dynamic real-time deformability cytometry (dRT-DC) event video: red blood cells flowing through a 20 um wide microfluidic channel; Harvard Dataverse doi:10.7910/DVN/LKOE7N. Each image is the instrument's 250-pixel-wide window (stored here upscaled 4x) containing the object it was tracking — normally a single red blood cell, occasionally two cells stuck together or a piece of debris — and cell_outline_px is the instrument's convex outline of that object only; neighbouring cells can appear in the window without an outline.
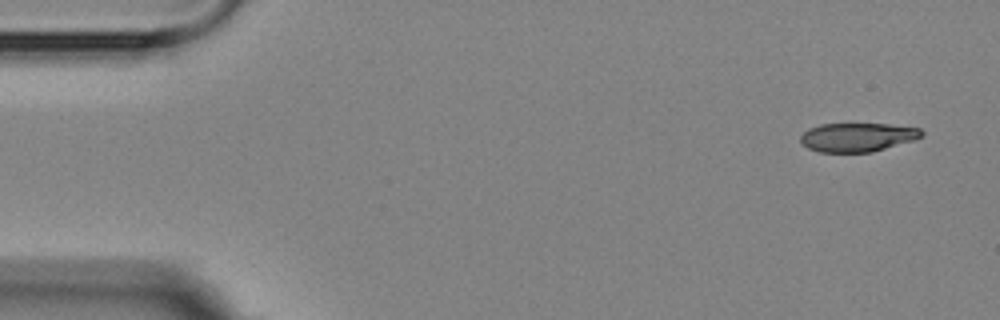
{"species": "Egyptian fruit bat (a non-hibernating species)", "species_latin": "Rousettus aegyptiacus", "temperature_condition": "room temperature", "stored_images_in_passage": 4, "camera_frame_rate_fps": 3000, "um_per_image_px": 0.085, "animal": {"sex": "female"}, "frame": {"image": 1, "passage_image": 1, "time_ms": 0.0, "image_size_px": [1000, 320], "cell_outline_px": [[924, 136], [912, 140], [872, 152], [820, 152], [808, 148], [800, 144], [800, 136], [808, 128], [820, 124], [888, 124], [920, 128], [924, 132]], "centroid_in_image_um": [72.85, 11.66], "position_along_channel_um": 12.1, "area_um2": 20.35}}